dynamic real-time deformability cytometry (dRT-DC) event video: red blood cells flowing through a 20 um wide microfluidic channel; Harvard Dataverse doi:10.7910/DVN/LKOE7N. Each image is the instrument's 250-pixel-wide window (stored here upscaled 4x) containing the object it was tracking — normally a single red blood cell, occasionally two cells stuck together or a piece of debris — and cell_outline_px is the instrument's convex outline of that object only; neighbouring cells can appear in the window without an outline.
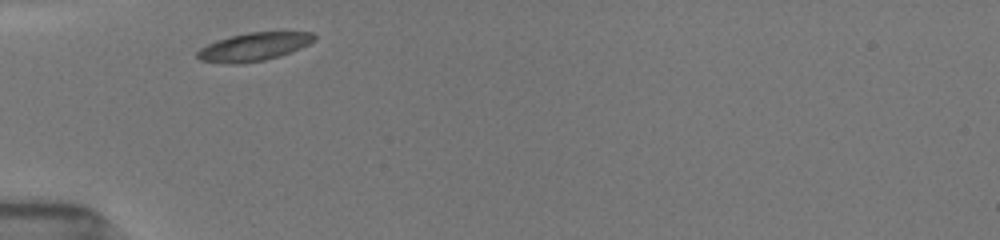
{"species": "common noctule bat (a hibernating species)", "species_latin": "Nyctalus noctula", "temperature_condition": "room temperature", "stored_images_in_passage": 3, "camera_frame_rate_fps": 3000, "um_per_image_px": 0.085, "animal": {"sex": "female", "body_mass_g": 19.5, "forearm_length_mm": 54.1}, "frame": {"image": 1, "passage_image": 1, "time_ms": 0.0, "image_size_px": [1000, 240], "cell_outline_px": [[316, 40], [300, 48], [280, 56], [264, 60], [240, 64], [232, 64], [200, 60], [196, 56], [196, 52], [200, 48], [216, 40], [248, 32], [312, 32], [316, 36]], "centroid_in_image_um": [21.58, 3.98], "position_along_channel_um": 63.4, "area_um2": 19.13}}
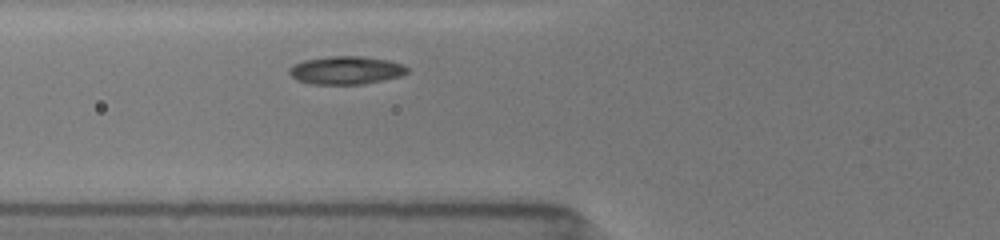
{"frame": {"image": 2, "passage_image": 3, "time_ms": 0.667, "image_size_px": [1000, 240], "cell_outline_px": [[408, 72], [400, 76], [364, 84], [312, 84], [296, 80], [288, 72], [288, 68], [304, 60], [328, 56], [360, 56], [388, 60], [404, 64], [408, 68]], "centroid_in_image_um": [29.41, 5.97], "position_along_channel_um": 96.4, "area_um2": 19.31}}